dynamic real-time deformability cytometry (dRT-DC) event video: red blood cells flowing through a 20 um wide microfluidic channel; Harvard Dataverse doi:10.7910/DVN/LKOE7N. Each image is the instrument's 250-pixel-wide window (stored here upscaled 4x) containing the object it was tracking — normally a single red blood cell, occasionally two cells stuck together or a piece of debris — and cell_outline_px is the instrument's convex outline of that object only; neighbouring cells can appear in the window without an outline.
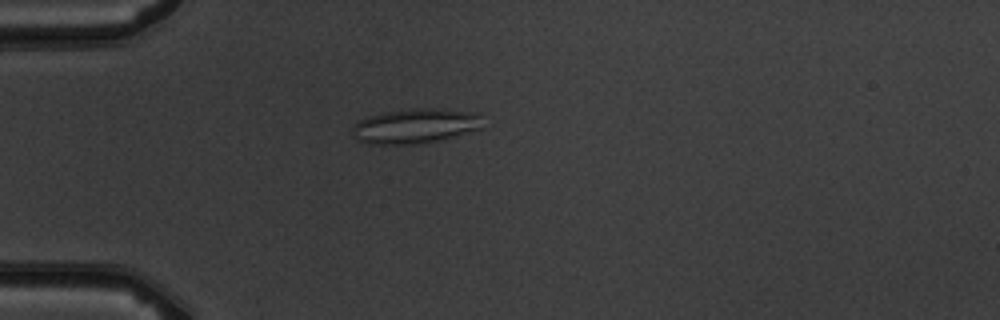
{"species": "common noctule bat (a hibernating species)", "species_latin": "Nyctalus noctula", "temperature_condition": "warm", "stored_images_in_passage": 3, "camera_frame_rate_fps": 3000, "um_per_image_px": 0.085, "animal": {"sex": "male", "body_mass_g": 19.5, "forearm_length_mm": 54.6}, "frame": {"image": 1, "passage_image": 3, "time_ms": 2.333, "image_size_px": [1000, 320], "cell_outline_px": [[484, 128], [444, 140], [412, 144], [368, 144], [352, 136], [352, 124], [356, 120], [368, 116], [384, 112], [412, 108], [440, 108], [480, 112]], "centroid_in_image_um": [35.34, 10.7], "position_along_channel_um": 49.7, "area_um2": 27.22}}